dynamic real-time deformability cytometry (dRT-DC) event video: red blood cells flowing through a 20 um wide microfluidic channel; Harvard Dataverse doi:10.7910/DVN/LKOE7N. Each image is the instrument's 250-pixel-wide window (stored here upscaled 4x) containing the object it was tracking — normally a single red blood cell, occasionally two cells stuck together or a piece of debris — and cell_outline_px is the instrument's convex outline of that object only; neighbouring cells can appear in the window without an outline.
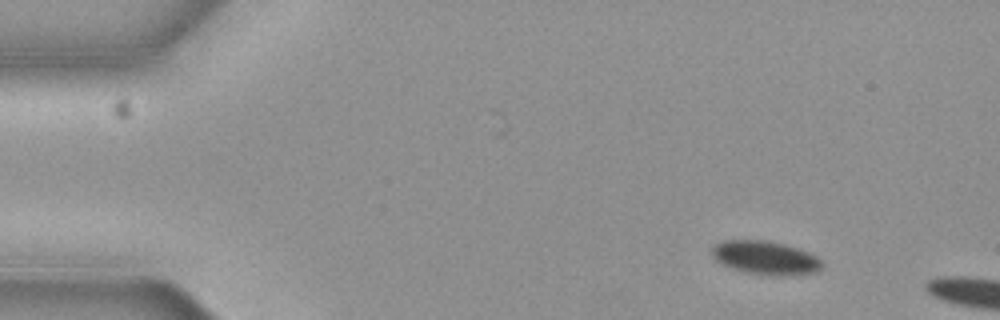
{"species": "common noctule bat (a hibernating species)", "species_latin": "Nyctalus noctula", "temperature_condition": "cold", "stored_images_in_passage": 2, "camera_frame_rate_fps": 3000, "um_per_image_px": 0.085, "animal": {"sex": "female", "body_mass_g": 19.3, "forearm_length_mm": 54.1}, "frame": {"image": 1, "passage_image": 1, "time_ms": 0.0, "image_size_px": [1000, 320], "cell_outline_px": [[824, 264], [816, 272], [768, 276], [744, 272], [732, 268], [716, 260], [712, 256], [712, 248], [716, 244], [724, 240], [764, 240], [784, 244], [808, 252], [816, 256]], "centroid_in_image_um": [65.04, 21.91], "position_along_channel_um": 20.0, "area_um2": 21.27}}